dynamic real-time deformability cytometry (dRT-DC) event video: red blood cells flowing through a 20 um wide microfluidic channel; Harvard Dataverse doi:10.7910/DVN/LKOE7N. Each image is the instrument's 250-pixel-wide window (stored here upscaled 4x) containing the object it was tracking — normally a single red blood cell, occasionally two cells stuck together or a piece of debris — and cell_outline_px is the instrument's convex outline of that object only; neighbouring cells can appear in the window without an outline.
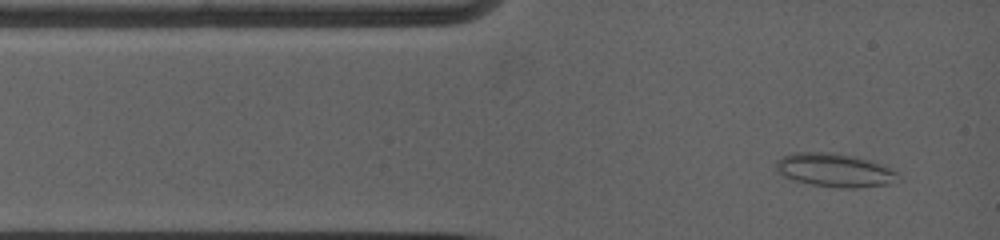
{"species": "common noctule bat (a hibernating species)", "species_latin": "Nyctalus noctula", "temperature_condition": "warm", "stored_images_in_passage": 18, "camera_frame_rate_fps": 5000, "um_per_image_px": 0.085, "animal": {"sex": "female", "body_mass_g": 19.0, "forearm_length_mm": 53.3}, "frame": {"image": 1, "passage_image": 2, "time_ms": 0.6, "image_size_px": [1000, 240], "cell_outline_px": [[904, 180], [888, 184], [856, 188], [844, 188], [812, 184], [796, 180], [784, 176], [776, 168], [776, 160], [792, 152], [828, 152], [852, 156], [872, 160], [896, 172]], "centroid_in_image_um": [71.0, 14.46], "position_along_channel_um": 14.0, "area_um2": 23.7}}
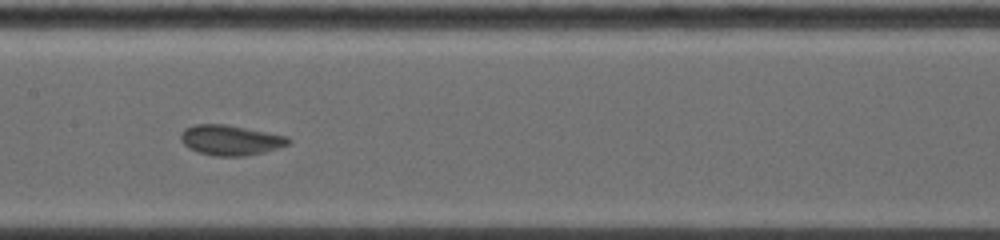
{"frame": {"image": 2, "passage_image": 11, "time_ms": 6.0, "image_size_px": [1000, 240], "cell_outline_px": [[292, 140], [288, 144], [264, 152], [244, 156], [216, 156], [200, 152], [188, 148], [180, 140], [180, 132], [184, 128], [192, 124], [224, 124], [288, 136]], "centroid_in_image_um": [19.55, 11.9], "position_along_channel_um": 187.8, "area_um2": 18.9}}
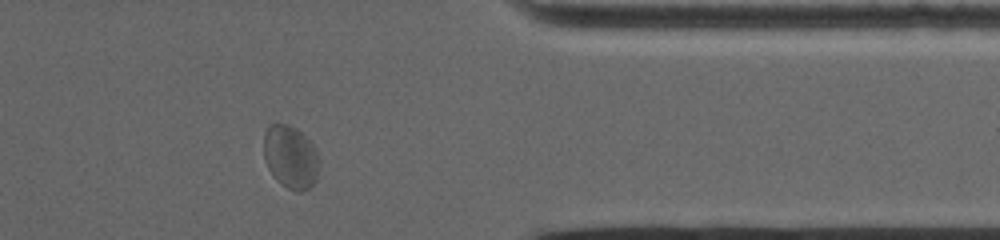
{"frame": {"image": 3, "passage_image": 16, "time_ms": 11.6, "image_size_px": [1000, 240], "cell_outline_px": [[320, 160], [316, 180], [308, 188], [300, 192], [288, 188], [280, 184], [272, 176], [264, 160], [264, 132], [268, 124], [288, 124], [296, 128], [316, 148]], "centroid_in_image_um": [24.69, 13.34], "position_along_channel_um": 386.7, "area_um2": 20.58}, "authors_computed_cell_mechanics": {"area_um2": 19.3341, "velocity_mm_per_s": 3.8074, "shape_relaxation_time_tau1_ms": 10.442, "shape_relaxation_time_tau2_ms": null, "deformation_change_tau1": 0.1902, "deformation_change_tau2": null}}